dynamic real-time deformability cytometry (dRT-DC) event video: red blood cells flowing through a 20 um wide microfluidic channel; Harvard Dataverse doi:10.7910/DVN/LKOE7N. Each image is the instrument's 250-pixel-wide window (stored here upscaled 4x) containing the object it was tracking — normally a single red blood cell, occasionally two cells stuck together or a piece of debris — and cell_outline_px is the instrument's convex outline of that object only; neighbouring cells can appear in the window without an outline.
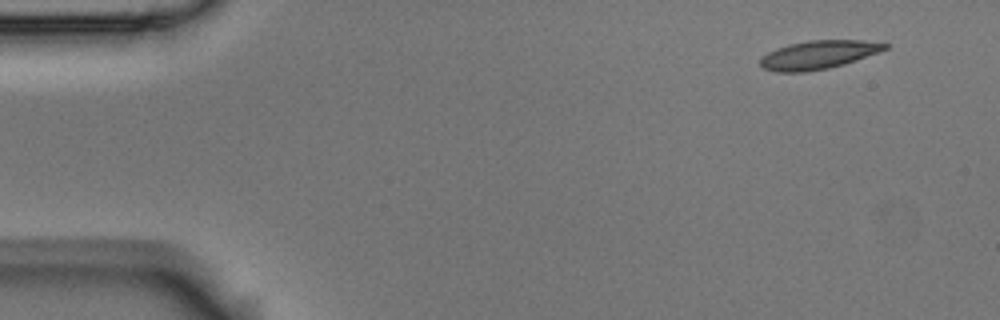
{"species": "Egyptian fruit bat (a non-hibernating species)", "species_latin": "Rousettus aegyptiacus", "temperature_condition": "room temperature", "stored_images_in_passage": 4, "camera_frame_rate_fps": 3000, "um_per_image_px": 0.085, "animal": {"sex": "male"}, "frame": {"image": 1, "passage_image": 1, "time_ms": 0.0, "image_size_px": [1000, 320], "cell_outline_px": [[888, 48], [880, 52], [844, 64], [828, 68], [804, 72], [776, 72], [764, 68], [760, 64], [760, 60], [768, 52], [776, 48], [788, 44], [812, 40], [860, 40], [888, 44]], "centroid_in_image_um": [69.56, 4.66], "position_along_channel_um": 15.4, "area_um2": 20.52}}
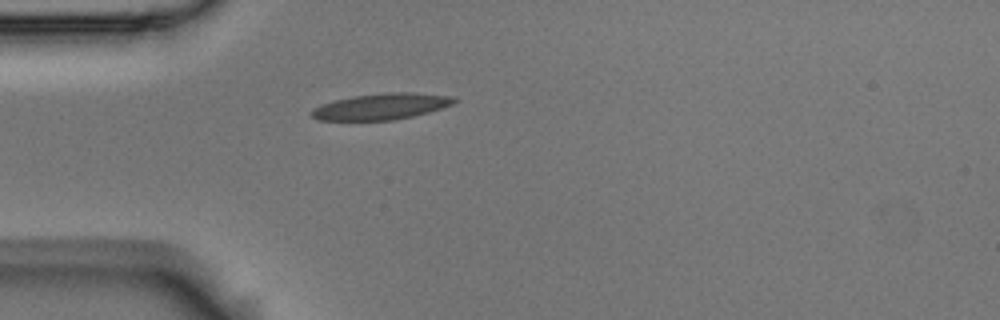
{"frame": {"image": 2, "passage_image": 4, "time_ms": 1.0, "image_size_px": [1000, 320], "cell_outline_px": [[460, 100], [452, 104], [428, 112], [412, 116], [392, 120], [316, 120], [308, 112], [312, 108], [320, 104], [332, 100], [352, 96], [388, 92], [412, 92], [452, 96]], "centroid_in_image_um": [32.35, 9.04], "position_along_channel_um": 52.6, "area_um2": 21.91}}